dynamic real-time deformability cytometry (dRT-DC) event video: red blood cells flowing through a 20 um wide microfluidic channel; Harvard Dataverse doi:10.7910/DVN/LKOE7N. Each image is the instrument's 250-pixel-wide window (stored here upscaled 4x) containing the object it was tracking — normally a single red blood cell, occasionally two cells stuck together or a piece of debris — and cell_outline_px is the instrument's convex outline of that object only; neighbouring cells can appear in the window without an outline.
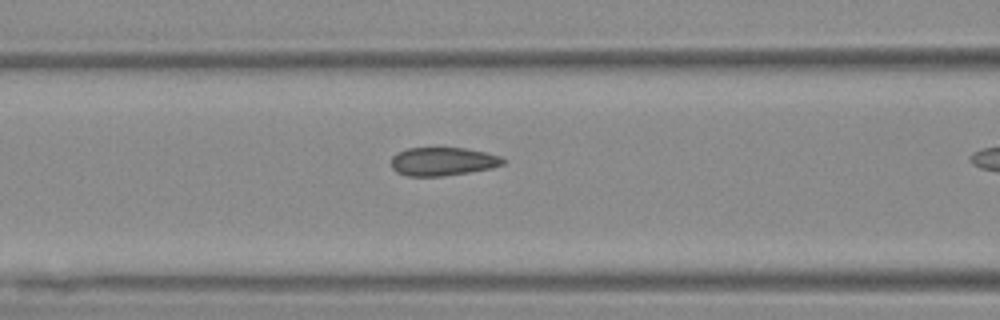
{"species": "Egyptian fruit bat (a non-hibernating species)", "species_latin": "Rousettus aegyptiacus", "temperature_condition": "warm", "stored_images_in_passage": 19, "camera_frame_rate_fps": 3000, "um_per_image_px": 0.085, "animal": {"sex": "female"}, "frame": {"image": 1, "passage_image": 14, "time_ms": 4.333, "image_size_px": [1000, 320], "cell_outline_px": [[508, 160], [504, 164], [492, 168], [468, 172], [440, 176], [404, 176], [396, 172], [392, 168], [392, 156], [396, 152], [408, 148], [464, 148], [484, 152], [500, 156]], "centroid_in_image_um": [37.63, 13.72], "position_along_channel_um": 129.0, "area_um2": 18.55}}